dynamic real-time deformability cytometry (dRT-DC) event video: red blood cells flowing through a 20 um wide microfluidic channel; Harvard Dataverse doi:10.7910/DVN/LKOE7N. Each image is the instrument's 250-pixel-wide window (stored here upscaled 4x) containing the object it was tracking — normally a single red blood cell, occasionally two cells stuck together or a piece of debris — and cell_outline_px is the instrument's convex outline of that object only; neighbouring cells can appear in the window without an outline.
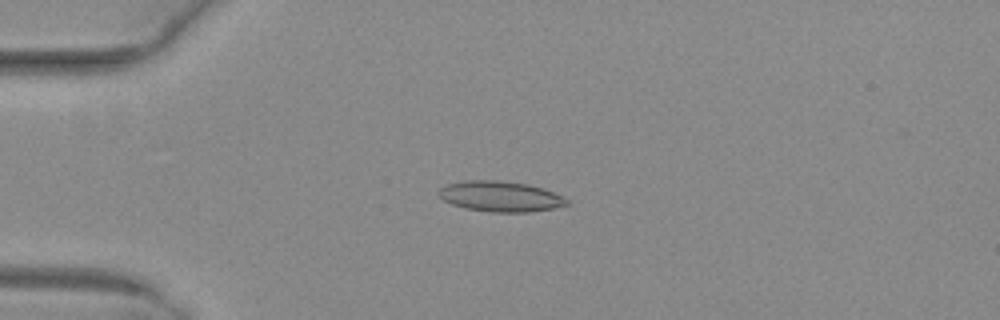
{"species": "common noctule bat (a hibernating species)", "species_latin": "Nyctalus noctula", "temperature_condition": "warm", "stored_images_in_passage": 52, "camera_frame_rate_fps": 3000, "um_per_image_px": 0.085, "animal": {"sex": "female", "body_mass_g": 29.2, "forearm_length_mm": 56.3}, "frame": {"image": 1, "passage_image": 14, "time_ms": 4.333, "image_size_px": [1000, 320], "cell_outline_px": [[568, 204], [552, 208], [528, 212], [492, 212], [464, 208], [452, 204], [444, 200], [436, 192], [440, 188], [448, 184], [464, 180], [496, 180], [528, 184], [544, 188], [564, 196], [568, 200]], "centroid_in_image_um": [42.53, 16.69], "position_along_channel_um": 42.5, "area_um2": 22.77}}
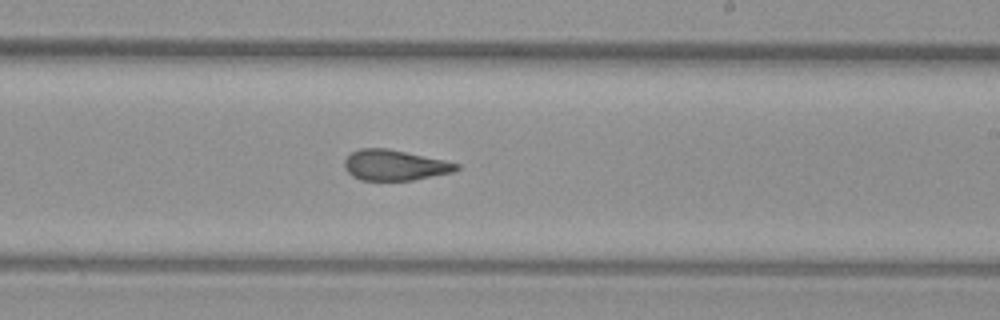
{"frame": {"image": 2, "passage_image": 32, "time_ms": 10.333, "image_size_px": [1000, 320], "cell_outline_px": [[460, 168], [452, 172], [412, 180], [360, 180], [352, 176], [344, 168], [344, 160], [352, 152], [360, 148], [388, 148], [444, 160], [460, 164]], "centroid_in_image_um": [33.53, 14.03], "position_along_channel_um": 255.5, "area_um2": 19.88}}
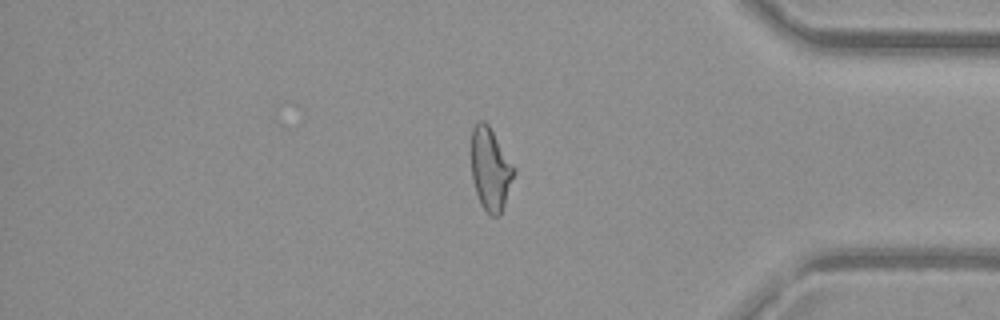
{"frame": {"image": 3, "passage_image": 44, "time_ms": 14.333, "image_size_px": [1000, 320], "cell_outline_px": [[516, 172], [500, 216], [492, 216], [480, 204], [472, 180], [472, 128], [480, 120], [484, 120], [488, 124], [516, 168]], "centroid_in_image_um": [41.7, 14.38], "position_along_channel_um": 393.5, "area_um2": 20.52}, "authors_computed_cell_mechanics": {"area_um2": 21.2126, "velocity_mm_per_s": 4.0471, "shape_relaxation_time_tau1_ms": null, "shape_relaxation_time_tau2_ms": 1.9712, "deformation_change_tau1": null, "deformation_change_tau2": 0.1073}}